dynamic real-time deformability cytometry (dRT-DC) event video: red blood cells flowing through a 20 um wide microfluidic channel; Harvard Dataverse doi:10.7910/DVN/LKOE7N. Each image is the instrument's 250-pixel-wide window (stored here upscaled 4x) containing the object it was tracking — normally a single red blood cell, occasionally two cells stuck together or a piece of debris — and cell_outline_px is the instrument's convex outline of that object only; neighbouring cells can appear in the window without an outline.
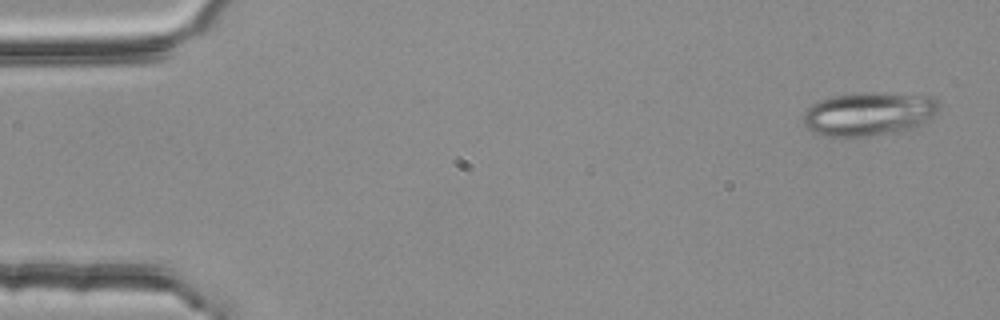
{"species": "common noctule bat (a hibernating species)", "species_latin": "Nyctalus noctula", "temperature_condition": "room temperature", "stored_images_in_passage": 5, "camera_frame_rate_fps": 3000, "um_per_image_px": 0.085, "animal": {"sex": "female", "body_mass_g": 25.1}, "frame": {"image": 1, "passage_image": 1, "time_ms": 0.0, "image_size_px": [1000, 320], "cell_outline_px": [[940, 108], [932, 116], [920, 124], [912, 128], [860, 136], [824, 136], [812, 132], [804, 124], [804, 112], [812, 104], [820, 100], [832, 96], [860, 92], [872, 92], [932, 96], [940, 100]], "centroid_in_image_um": [73.84, 9.64], "position_along_channel_um": 11.2, "area_um2": 34.1}}